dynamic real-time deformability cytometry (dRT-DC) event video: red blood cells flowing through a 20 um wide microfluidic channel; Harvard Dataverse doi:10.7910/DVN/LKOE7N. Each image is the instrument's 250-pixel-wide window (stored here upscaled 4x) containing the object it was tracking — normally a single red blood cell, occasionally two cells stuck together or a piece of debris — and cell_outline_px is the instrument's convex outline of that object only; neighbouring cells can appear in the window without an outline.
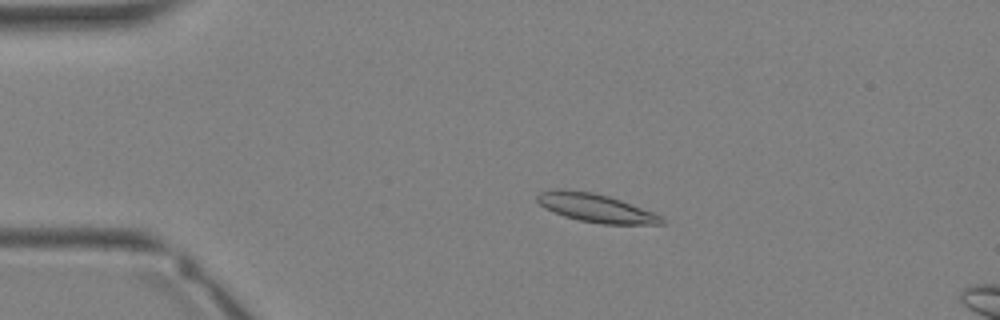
{"species": "Egyptian fruit bat (a non-hibernating species)", "species_latin": "Rousettus aegyptiacus", "temperature_condition": "warm", "stored_images_in_passage": 11, "camera_frame_rate_fps": 3000, "um_per_image_px": 0.085, "animal": {"sex": "female"}, "frame": {"image": 1, "passage_image": 7, "time_ms": 2.0, "image_size_px": [1000, 320], "cell_outline_px": [[664, 224], [604, 224], [580, 220], [564, 216], [544, 208], [536, 200], [536, 196], [540, 192], [552, 188], [564, 188], [592, 192], [608, 196], [620, 200], [652, 212], [660, 216], [664, 220]], "centroid_in_image_um": [50.56, 17.65], "position_along_channel_um": 34.4, "area_um2": 20.52}}